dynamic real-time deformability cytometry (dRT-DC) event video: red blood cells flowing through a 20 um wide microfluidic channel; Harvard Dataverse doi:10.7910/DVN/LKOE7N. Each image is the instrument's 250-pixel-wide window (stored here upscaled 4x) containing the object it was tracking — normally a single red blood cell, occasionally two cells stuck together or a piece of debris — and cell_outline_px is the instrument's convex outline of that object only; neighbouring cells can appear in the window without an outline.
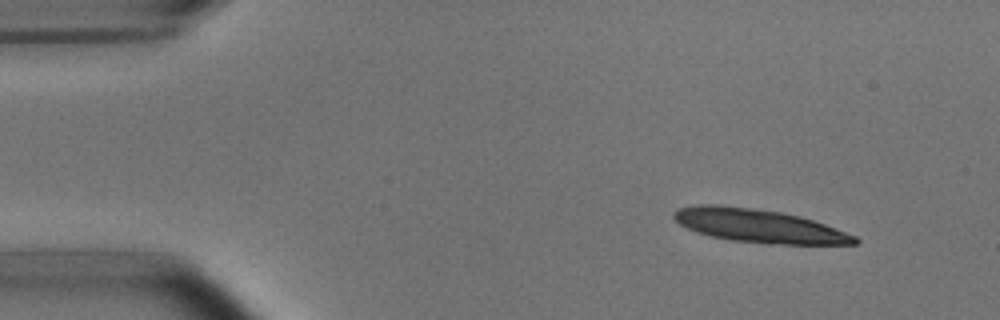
{"species": "common noctule bat (a hibernating species)", "species_latin": "Nyctalus noctula", "temperature_condition": "room temperature", "stored_images_in_passage": 4, "camera_frame_rate_fps": 3000, "um_per_image_px": 0.085, "animal": {"sex": "male", "body_mass_g": 15.6}, "frame": {"image": 1, "passage_image": 1, "time_ms": 0.0, "image_size_px": [1000, 320], "cell_outline_px": [[860, 240], [856, 244], [768, 244], [732, 240], [712, 236], [696, 232], [680, 224], [672, 216], [672, 212], [676, 208], [696, 204], [716, 204], [780, 212], [800, 216], [824, 224], [856, 236]], "centroid_in_image_um": [64.46, 19.19], "position_along_channel_um": 20.5, "area_um2": 34.97}}